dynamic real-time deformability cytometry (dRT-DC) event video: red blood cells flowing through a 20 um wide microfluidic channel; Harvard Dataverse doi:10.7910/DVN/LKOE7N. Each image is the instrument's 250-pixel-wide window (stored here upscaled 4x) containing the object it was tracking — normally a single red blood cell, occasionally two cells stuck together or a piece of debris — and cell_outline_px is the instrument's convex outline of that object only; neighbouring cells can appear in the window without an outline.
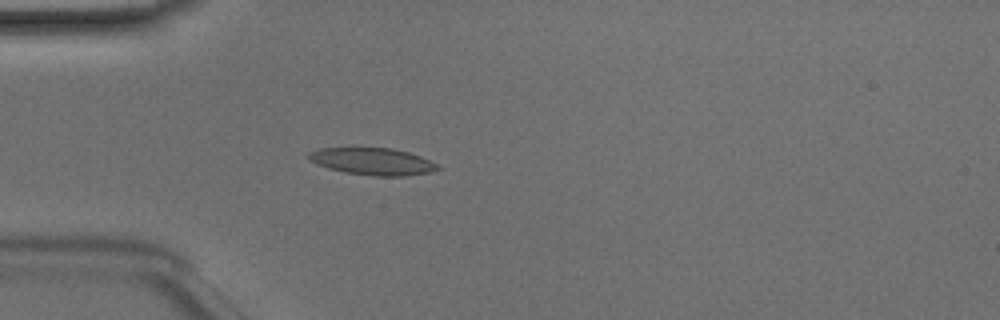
{"species": "Egyptian fruit bat (a non-hibernating species)", "species_latin": "Rousettus aegyptiacus", "temperature_condition": "room temperature", "stored_images_in_passage": 45, "camera_frame_rate_fps": 3000, "um_per_image_px": 0.085, "animal": {"sex": "male"}, "frame": {"image": 1, "passage_image": 10, "time_ms": 3.0, "image_size_px": [1000, 320], "cell_outline_px": [[440, 168], [428, 172], [404, 176], [372, 176], [344, 172], [328, 168], [316, 164], [308, 160], [308, 152], [320, 148], [392, 148], [408, 152], [420, 156], [436, 164]], "centroid_in_image_um": [31.61, 13.72], "position_along_channel_um": 53.4, "area_um2": 20.23}}
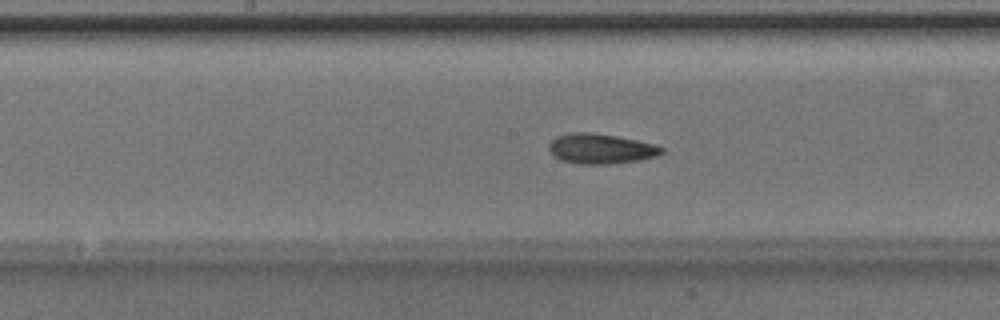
{"frame": {"image": 2, "passage_image": 21, "time_ms": 6.667, "image_size_px": [1000, 320], "cell_outline_px": [[664, 152], [660, 156], [640, 160], [612, 164], [580, 164], [564, 160], [556, 156], [548, 148], [548, 144], [556, 136], [568, 132], [592, 132], [616, 136], [656, 144], [664, 148]], "centroid_in_image_um": [51.12, 12.63], "position_along_channel_um": 197.1, "area_um2": 19.88}}
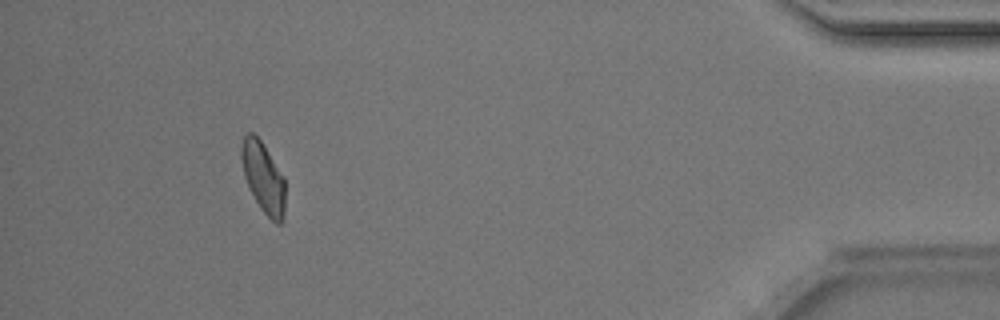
{"frame": {"image": 3, "passage_image": 41, "time_ms": 13.333, "image_size_px": [1000, 320], "cell_outline_px": [[284, 220], [280, 224], [276, 224], [260, 208], [248, 188], [244, 176], [240, 156], [240, 144], [244, 136], [248, 132], [252, 132], [260, 140], [284, 176]], "centroid_in_image_um": [22.35, 15.08], "position_along_channel_um": 412.8, "area_um2": 18.09}, "authors_computed_cell_mechanics": {"area_um2": 18.8428, "velocity_mm_per_s": 4.1502, "shape_relaxation_time_tau1_ms": 3.6788, "shape_relaxation_time_tau2_ms": 1.7504, "deformation_change_tau1": 0.1397, "deformation_change_tau2": 0.0912}}